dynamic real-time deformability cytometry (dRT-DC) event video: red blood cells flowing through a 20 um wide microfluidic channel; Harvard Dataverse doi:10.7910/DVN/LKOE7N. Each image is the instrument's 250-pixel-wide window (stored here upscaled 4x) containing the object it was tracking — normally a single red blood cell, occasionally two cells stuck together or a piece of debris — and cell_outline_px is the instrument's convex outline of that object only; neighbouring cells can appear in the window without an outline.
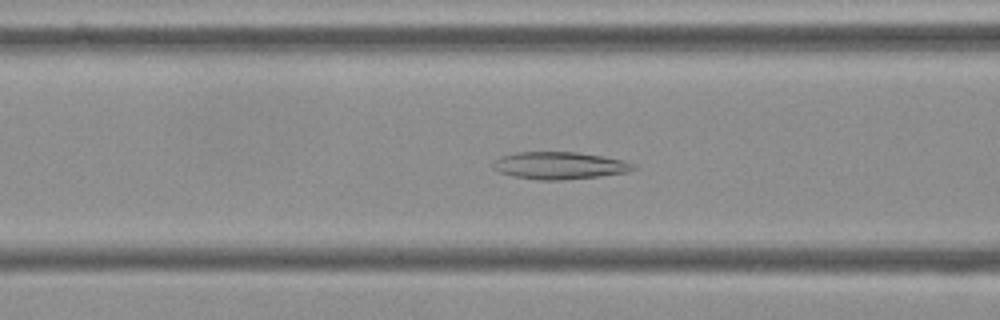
{"species": "Egyptian fruit bat (a non-hibernating species)", "species_latin": "Rousettus aegyptiacus", "temperature_condition": "cold", "stored_images_in_passage": 56, "camera_frame_rate_fps": 3000, "um_per_image_px": 0.085, "frame": {"image": 1, "passage_image": 22, "time_ms": 7.0, "image_size_px": [1000, 320], "cell_outline_px": [[636, 168], [628, 172], [600, 176], [560, 180], [540, 180], [512, 176], [500, 172], [492, 168], [492, 164], [500, 156], [516, 152], [576, 152], [604, 156], [624, 160], [632, 164]], "centroid_in_image_um": [47.54, 14.07], "position_along_channel_um": 119.1, "area_um2": 22.31}}
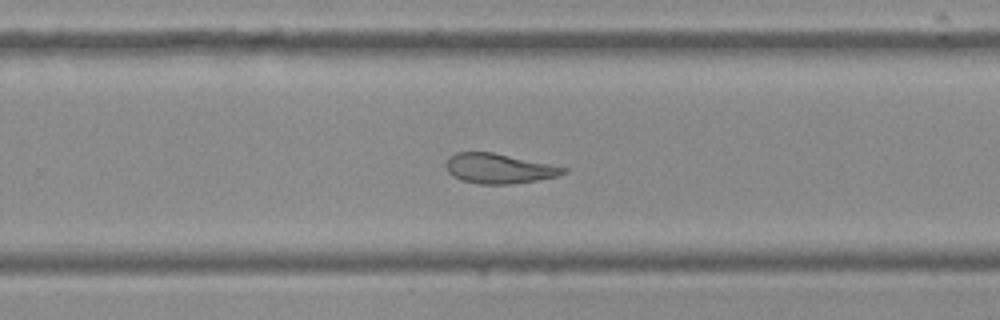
{"frame": {"image": 2, "passage_image": 36, "time_ms": 11.667, "image_size_px": [1000, 320], "cell_outline_px": [[568, 172], [556, 176], [536, 180], [512, 184], [480, 184], [460, 180], [452, 176], [448, 172], [444, 164], [448, 156], [456, 152], [492, 152], [568, 168]], "centroid_in_image_um": [42.35, 14.32], "position_along_channel_um": 287.5, "area_um2": 20.46}}
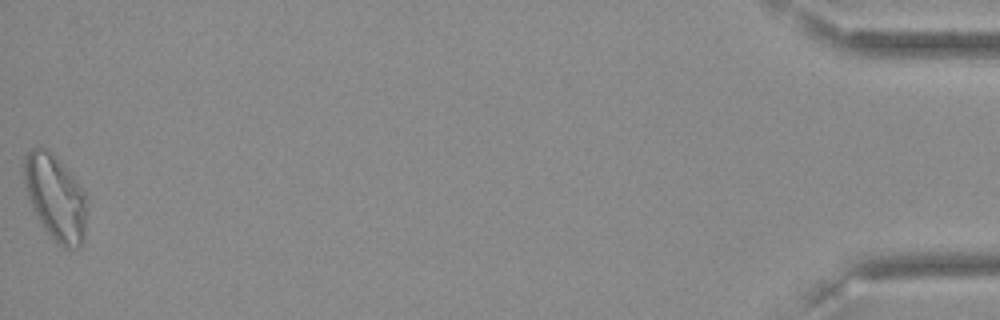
{"frame": {"image": 3, "passage_image": 56, "time_ms": 18.333, "image_size_px": [1000, 320], "cell_outline_px": [[84, 240], [80, 248], [64, 248], [56, 244], [40, 224], [32, 208], [24, 184], [24, 156], [32, 148], [48, 148], [52, 152], [72, 176], [84, 192]], "centroid_in_image_um": [4.67, 16.82], "position_along_channel_um": 430.5, "area_um2": 30.92}, "authors_computed_cell_mechanics": {"area_um2": 23.6402, "velocity_mm_per_s": 3.6088, "shape_relaxation_time_tau1_ms": null, "shape_relaxation_time_tau2_ms": 4.9239, "deformation_change_tau1": null, "deformation_change_tau2": 0.1174}}